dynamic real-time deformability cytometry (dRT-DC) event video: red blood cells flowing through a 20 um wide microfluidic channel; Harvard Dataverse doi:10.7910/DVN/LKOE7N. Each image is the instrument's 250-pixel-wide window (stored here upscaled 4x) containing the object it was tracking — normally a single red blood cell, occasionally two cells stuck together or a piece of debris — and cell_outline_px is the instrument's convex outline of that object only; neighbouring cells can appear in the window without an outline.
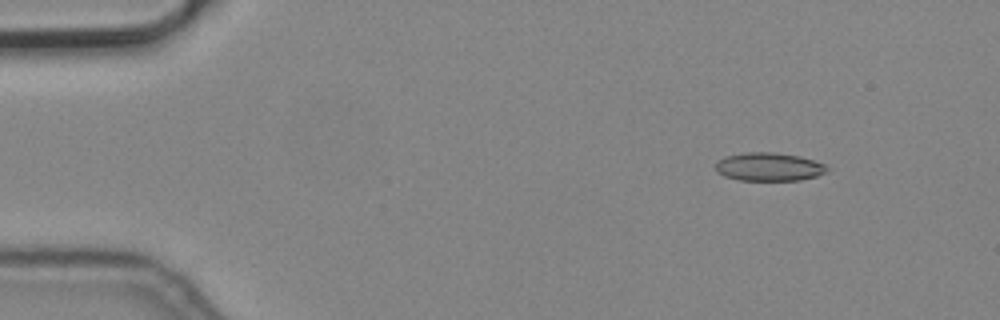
{"species": "common noctule bat (a hibernating species)", "species_latin": "Nyctalus noctula", "temperature_condition": "cold", "stored_images_in_passage": 5, "camera_frame_rate_fps": 3000, "um_per_image_px": 0.085, "animal": {"sex": "male", "body_mass_g": 19.2, "forearm_length_mm": 51.8}, "frame": {"image": 1, "passage_image": 2, "time_ms": 0.333, "image_size_px": [1000, 320], "cell_outline_px": [[828, 172], [816, 176], [800, 180], [740, 180], [724, 176], [716, 172], [716, 160], [724, 156], [744, 152], [772, 152], [800, 156], [824, 164], [828, 168]], "centroid_in_image_um": [65.32, 14.17], "position_along_channel_um": 19.7, "area_um2": 18.5}}
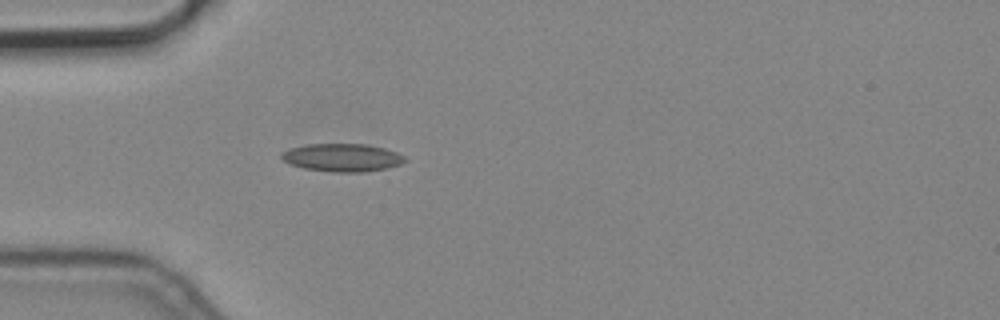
{"frame": {"image": 2, "passage_image": 5, "time_ms": 1.333, "image_size_px": [1000, 320], "cell_outline_px": [[408, 160], [400, 164], [388, 168], [360, 172], [336, 172], [304, 168], [292, 164], [284, 160], [280, 156], [280, 152], [288, 148], [308, 144], [368, 144], [384, 148], [396, 152], [404, 156]], "centroid_in_image_um": [29.09, 13.38], "position_along_channel_um": 55.9, "area_um2": 20.06}}